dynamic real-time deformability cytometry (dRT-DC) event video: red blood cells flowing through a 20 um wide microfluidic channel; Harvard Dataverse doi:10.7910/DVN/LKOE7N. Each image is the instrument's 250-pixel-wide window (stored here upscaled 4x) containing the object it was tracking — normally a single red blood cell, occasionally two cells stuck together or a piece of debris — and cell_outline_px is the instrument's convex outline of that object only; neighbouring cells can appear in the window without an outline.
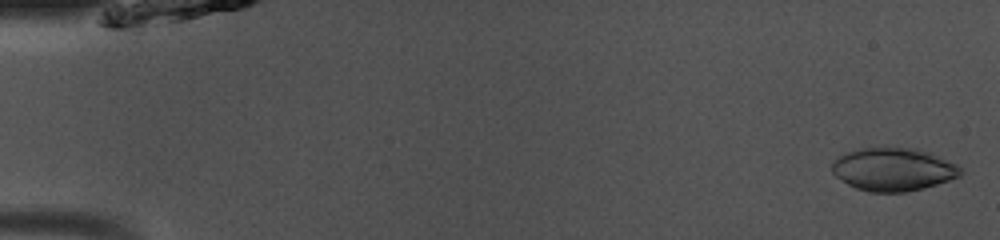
{"species": "common noctule bat (a hibernating species)", "species_latin": "Nyctalus noctula", "temperature_condition": "room temperature", "stored_images_in_passage": 48, "camera_frame_rate_fps": 3000, "um_per_image_px": 0.085, "animal": {"sex": "male", "body_mass_g": 13.0, "forearm_length_mm": 53.1}, "frame": {"image": 1, "passage_image": 1, "time_ms": 0.0, "image_size_px": [1000, 240], "cell_outline_px": [[964, 172], [960, 176], [924, 188], [904, 192], [868, 192], [856, 188], [848, 184], [836, 176], [832, 172], [832, 164], [844, 152], [860, 148], [916, 148], [928, 152], [956, 164]], "centroid_in_image_um": [75.92, 14.4], "position_along_channel_um": 9.1, "area_um2": 32.02}}